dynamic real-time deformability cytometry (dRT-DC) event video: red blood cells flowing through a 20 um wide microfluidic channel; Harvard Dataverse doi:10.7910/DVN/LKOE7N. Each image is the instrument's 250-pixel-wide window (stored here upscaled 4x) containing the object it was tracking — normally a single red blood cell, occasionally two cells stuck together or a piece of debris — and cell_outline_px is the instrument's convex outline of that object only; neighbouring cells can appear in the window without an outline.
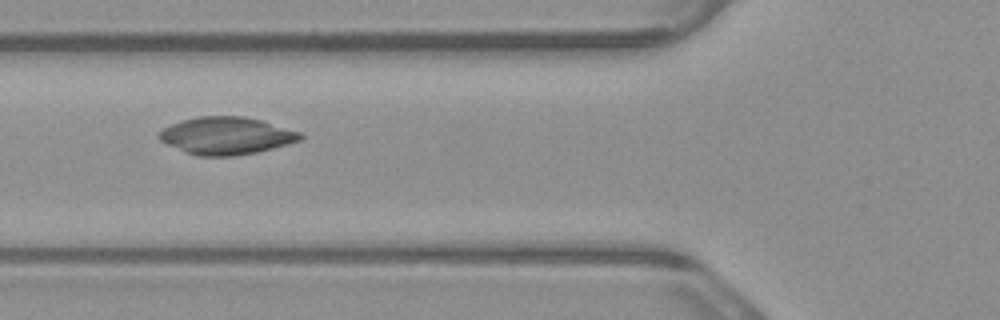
{"species": "common noctule bat (a hibernating species)", "species_latin": "Nyctalus noctula", "temperature_condition": "warm", "stored_images_in_passage": 6, "camera_frame_rate_fps": 3000, "um_per_image_px": 0.085, "animal": {"sex": "male", "body_mass_g": 23.1, "forearm_length_mm": 52.7}, "frame": {"image": 1, "passage_image": 4, "time_ms": 1.0, "image_size_px": [1000, 320], "cell_outline_px": [[304, 140], [256, 152], [236, 156], [196, 156], [184, 152], [160, 140], [156, 136], [164, 128], [172, 124], [184, 120], [200, 116], [244, 116], [260, 120], [304, 132]], "centroid_in_image_um": [19.29, 11.54], "position_along_channel_um": 106.5, "area_um2": 30.92}}
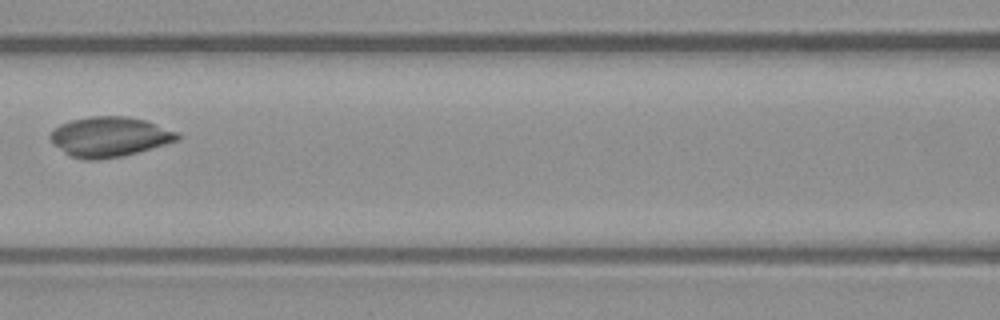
{"frame": {"image": 2, "passage_image": 5, "time_ms": 1.333, "image_size_px": [1000, 320], "cell_outline_px": [[180, 140], [124, 156], [100, 160], [84, 160], [68, 156], [52, 144], [48, 136], [60, 124], [72, 120], [92, 116], [128, 116], [144, 120], [180, 132]], "centroid_in_image_um": [9.31, 11.64], "position_along_channel_um": 157.3, "area_um2": 29.94}}
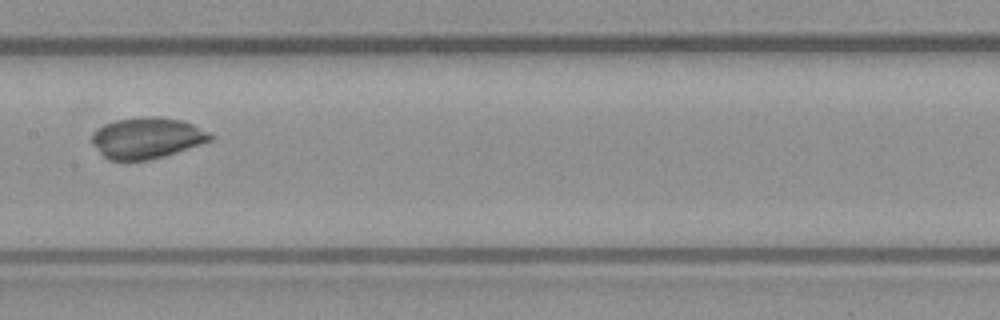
{"frame": {"image": 3, "passage_image": 6, "time_ms": 1.667, "image_size_px": [1000, 320], "cell_outline_px": [[216, 136], [212, 140], [164, 156], [148, 160], [108, 160], [92, 144], [92, 132], [96, 128], [104, 124], [116, 120], [136, 116], [160, 116], [184, 120]], "centroid_in_image_um": [12.47, 11.7], "position_along_channel_um": 194.9, "area_um2": 28.55}}